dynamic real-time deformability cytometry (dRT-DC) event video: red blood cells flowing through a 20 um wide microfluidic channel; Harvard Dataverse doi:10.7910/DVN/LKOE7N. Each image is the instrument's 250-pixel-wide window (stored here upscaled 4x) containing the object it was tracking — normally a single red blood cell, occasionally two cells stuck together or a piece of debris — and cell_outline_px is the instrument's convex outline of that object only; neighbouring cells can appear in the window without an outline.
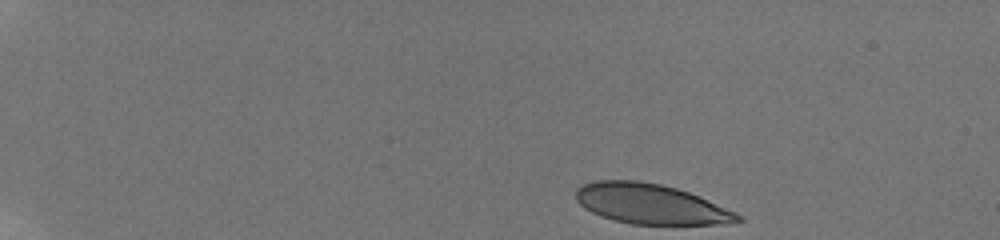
{"species": "human", "species_latin": "Homo sapiens", "temperature_condition": "room temperature", "stored_images_in_passage": 32, "camera_frame_rate_fps": 3000, "um_per_image_px": 0.085, "donor": {"sex": "male"}, "frame": {"image": 1, "passage_image": 1, "time_ms": 0.0, "image_size_px": [1000, 240], "cell_outline_px": [[744, 220], [724, 224], [632, 224], [600, 216], [584, 208], [576, 200], [576, 188], [584, 184], [596, 180], [636, 180], [660, 184], [676, 188], [688, 192], [736, 212], [744, 216]], "centroid_in_image_um": [55.3, 17.34], "position_along_channel_um": 29.7, "area_um2": 37.63}}
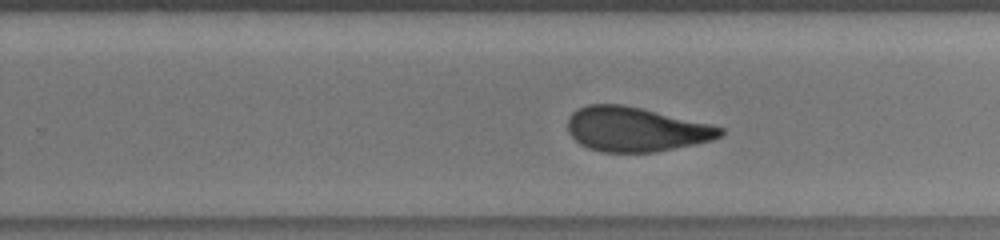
{"frame": {"image": 2, "passage_image": 21, "time_ms": 9.667, "image_size_px": [1000, 240], "cell_outline_px": [[724, 132], [720, 136], [712, 140], [696, 144], [656, 152], [600, 152], [588, 148], [580, 144], [568, 132], [568, 116], [572, 112], [588, 104], [624, 104], [712, 124], [724, 128]], "centroid_in_image_um": [54.05, 10.99], "position_along_channel_um": 275.8, "area_um2": 39.71}}
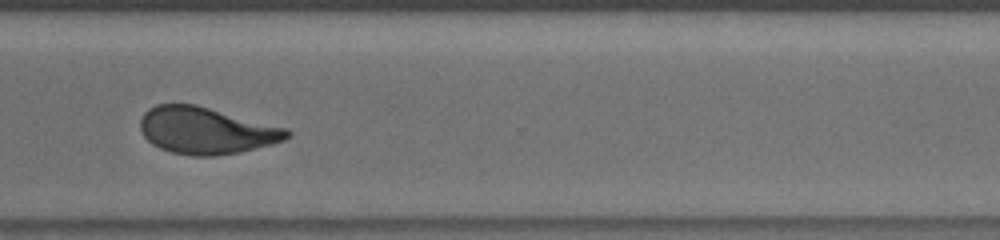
{"frame": {"image": 3, "passage_image": 25, "time_ms": 11.667, "image_size_px": [1000, 240], "cell_outline_px": [[292, 132], [284, 140], [272, 144], [240, 152], [216, 156], [192, 156], [172, 152], [160, 148], [152, 144], [144, 136], [140, 128], [140, 120], [144, 112], [148, 108], [156, 104], [196, 104], [288, 128]], "centroid_in_image_um": [17.52, 11.09], "position_along_channel_um": 353.1, "area_um2": 40.17}, "authors_computed_cell_mechanics": {"area_um2": 40.1132, "velocity_mm_per_s": 3.8634, "shape_relaxation_time_tau1_ms": 7.3008, "shape_relaxation_time_tau2_ms": 1.3739, "deformation_change_tau1": 0.2257, "deformation_change_tau2": 0.0797}}